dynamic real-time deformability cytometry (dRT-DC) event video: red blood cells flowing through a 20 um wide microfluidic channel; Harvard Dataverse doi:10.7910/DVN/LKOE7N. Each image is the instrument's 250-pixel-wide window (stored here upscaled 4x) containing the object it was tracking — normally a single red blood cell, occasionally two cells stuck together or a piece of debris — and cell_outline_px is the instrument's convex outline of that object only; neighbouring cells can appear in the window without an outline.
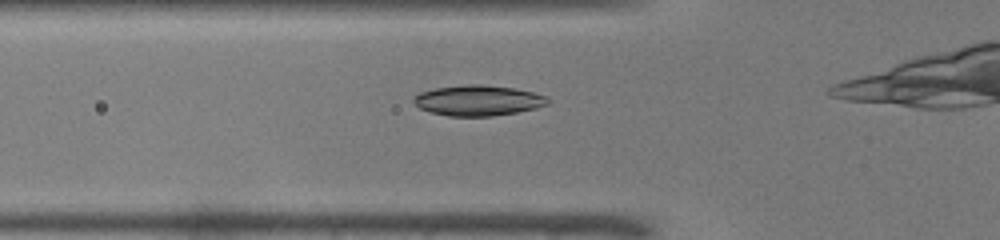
{"species": "common noctule bat (a hibernating species)", "species_latin": "Nyctalus noctula", "temperature_condition": "warm", "stored_images_in_passage": 20, "camera_frame_rate_fps": 3000, "um_per_image_px": 0.085, "animal": {"sex": "male", "body_mass_g": 19.0, "forearm_length_mm": 50.8}, "frame": {"image": 1, "passage_image": 6, "time_ms": 1.667, "image_size_px": [1000, 240], "cell_outline_px": [[552, 100], [548, 104], [536, 108], [516, 112], [492, 116], [448, 116], [432, 112], [420, 108], [412, 100], [420, 92], [436, 88], [468, 84], [484, 84], [516, 88], [532, 92], [544, 96]], "centroid_in_image_um": [40.67, 8.53], "position_along_channel_um": 85.1, "area_um2": 23.76}}
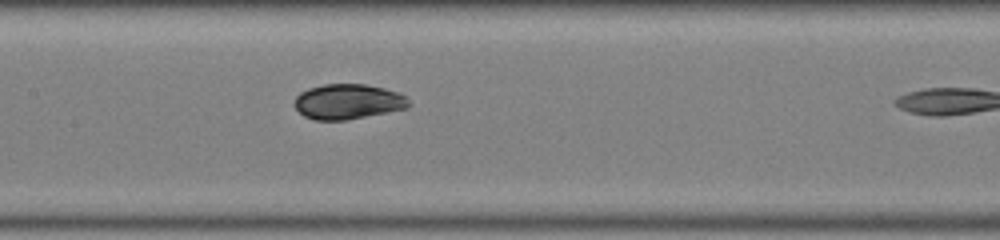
{"frame": {"image": 2, "passage_image": 13, "time_ms": 4.0, "image_size_px": [1000, 240], "cell_outline_px": [[412, 104], [408, 108], [344, 120], [316, 120], [304, 116], [296, 108], [296, 96], [300, 92], [308, 88], [324, 84], [364, 84], [384, 88], [400, 92]], "centroid_in_image_um": [29.6, 8.63], "position_along_channel_um": 177.8, "area_um2": 23.29}}
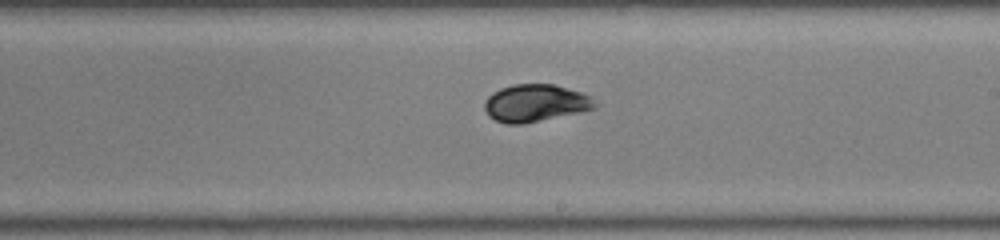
{"frame": {"image": 3, "passage_image": 18, "time_ms": 5.667, "image_size_px": [1000, 240], "cell_outline_px": [[600, 104], [596, 108], [580, 112], [524, 124], [508, 124], [496, 120], [488, 116], [484, 108], [484, 100], [492, 92], [500, 88], [512, 84], [552, 84], [580, 92], [592, 96]], "centroid_in_image_um": [45.52, 8.76], "position_along_channel_um": 243.5, "area_um2": 24.28}}